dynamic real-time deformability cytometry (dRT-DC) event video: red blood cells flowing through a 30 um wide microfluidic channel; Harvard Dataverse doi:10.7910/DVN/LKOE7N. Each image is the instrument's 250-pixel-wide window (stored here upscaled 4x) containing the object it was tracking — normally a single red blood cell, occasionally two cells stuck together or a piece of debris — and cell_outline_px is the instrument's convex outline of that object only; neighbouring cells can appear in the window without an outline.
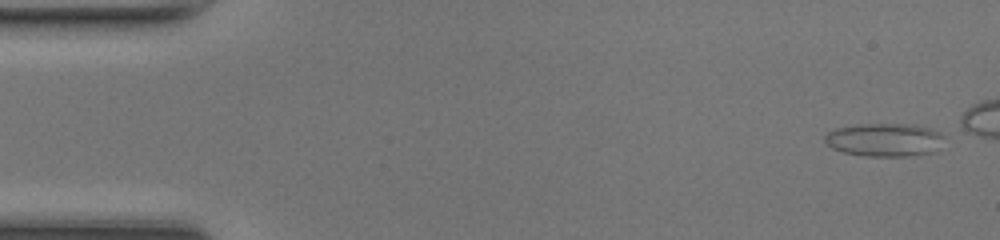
{"species": "common noctule bat (a hibernating species)", "species_latin": "Nyctalus noctula", "temperature_condition": "room temperature", "stored_images_in_passage": 41, "camera_frame_rate_fps": 3000, "um_per_image_px": 0.085, "animal": {"sex": "female", "body_mass_g": 17.0, "forearm_length_mm": 48.0}, "frame": {"image": 1, "passage_image": 1, "time_ms": 0.0, "image_size_px": [1000, 240], "cell_outline_px": [[948, 136], [936, 152], [904, 156], [864, 156], [844, 152], [832, 148], [824, 144], [824, 136], [828, 132], [836, 128], [856, 124], [916, 124], [940, 132]], "centroid_in_image_um": [75.22, 11.88], "position_along_channel_um": 9.8, "area_um2": 23.58}}
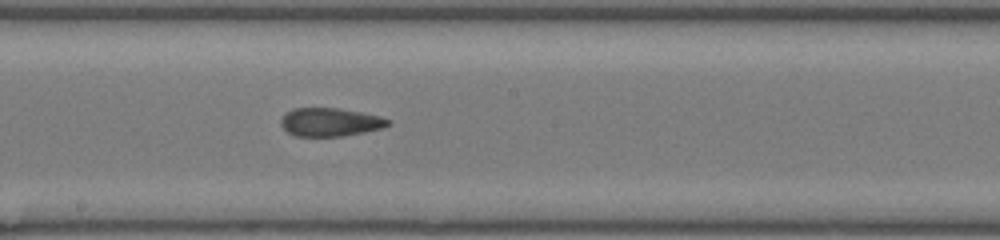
{"frame": {"image": 2, "passage_image": 25, "time_ms": 8.0, "image_size_px": [1000, 240], "cell_outline_px": [[392, 124], [384, 128], [344, 136], [296, 136], [288, 132], [280, 124], [280, 120], [292, 108], [340, 108], [360, 112], [376, 116], [388, 120]], "centroid_in_image_um": [28.06, 10.38], "position_along_channel_um": 220.1, "area_um2": 17.57}}
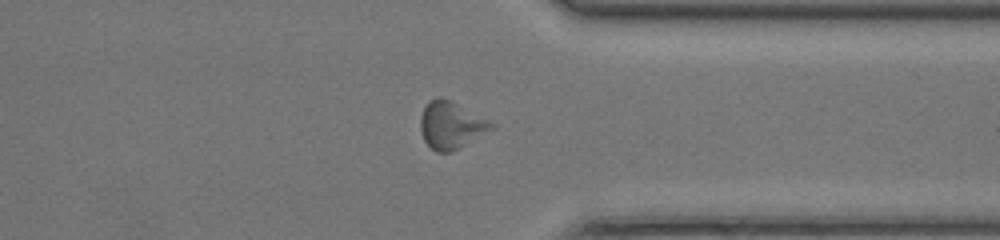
{"frame": {"image": 3, "passage_image": 36, "time_ms": 11.667, "image_size_px": [1000, 240], "cell_outline_px": [[496, 128], [452, 152], [436, 152], [424, 140], [420, 128], [420, 116], [424, 108], [436, 96], [440, 96], [452, 100], [496, 124]], "centroid_in_image_um": [38.37, 10.63], "position_along_channel_um": 373.0, "area_um2": 19.65}}